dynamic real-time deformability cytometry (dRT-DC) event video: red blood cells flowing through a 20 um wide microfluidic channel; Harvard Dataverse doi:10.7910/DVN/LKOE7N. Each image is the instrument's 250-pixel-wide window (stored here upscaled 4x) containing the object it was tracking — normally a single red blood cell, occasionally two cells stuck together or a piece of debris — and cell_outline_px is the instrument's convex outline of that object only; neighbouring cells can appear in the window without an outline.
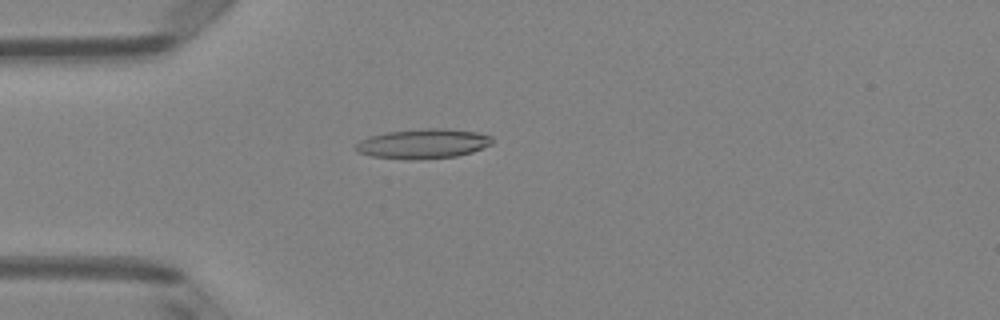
{"species": "Egyptian fruit bat (a non-hibernating species)", "species_latin": "Rousettus aegyptiacus", "temperature_condition": "room temperature", "stored_images_in_passage": 51, "camera_frame_rate_fps": 3000, "um_per_image_px": 0.085, "animal": {"sex": "female"}, "frame": {"image": 1, "passage_image": 14, "time_ms": 4.333, "image_size_px": [1000, 320], "cell_outline_px": [[492, 144], [472, 152], [456, 156], [404, 160], [372, 156], [356, 152], [356, 144], [360, 140], [368, 136], [388, 132], [424, 128], [444, 128], [476, 132], [492, 136]], "centroid_in_image_um": [35.94, 12.21], "position_along_channel_um": 49.1, "area_um2": 23.58}}
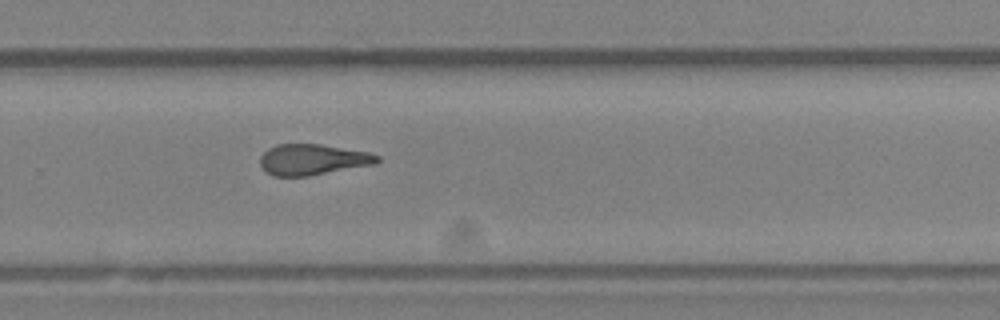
{"frame": {"image": 2, "passage_image": 34, "time_ms": 11.0, "image_size_px": [1000, 320], "cell_outline_px": [[380, 160], [376, 164], [308, 176], [272, 176], [260, 164], [260, 156], [268, 148], [276, 144], [320, 144], [368, 152], [380, 156]], "centroid_in_image_um": [26.58, 13.56], "position_along_channel_um": 303.2, "area_um2": 21.04}}
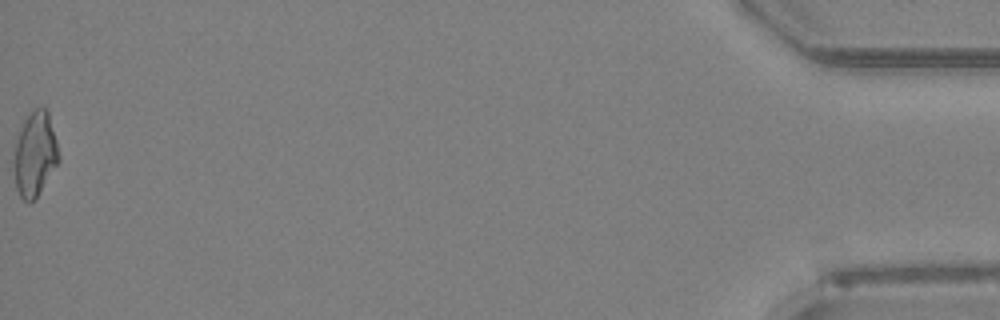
{"frame": {"image": 3, "passage_image": 51, "time_ms": 16.667, "image_size_px": [1000, 320], "cell_outline_px": [[60, 160], [36, 200], [28, 204], [20, 196], [16, 188], [12, 160], [16, 140], [24, 120], [32, 108], [44, 108], [48, 112], [56, 140], [60, 156]], "centroid_in_image_um": [2.96, 13.15], "position_along_channel_um": 432.2, "area_um2": 22.48}, "authors_computed_cell_mechanics": {"area_um2": 21.964, "velocity_mm_per_s": 4.0093, "shape_relaxation_time_tau1_ms": 8.1301, "shape_relaxation_time_tau2_ms": 3.7509, "deformation_change_tau1": 0.238, "deformation_change_tau2": 0.1593}}